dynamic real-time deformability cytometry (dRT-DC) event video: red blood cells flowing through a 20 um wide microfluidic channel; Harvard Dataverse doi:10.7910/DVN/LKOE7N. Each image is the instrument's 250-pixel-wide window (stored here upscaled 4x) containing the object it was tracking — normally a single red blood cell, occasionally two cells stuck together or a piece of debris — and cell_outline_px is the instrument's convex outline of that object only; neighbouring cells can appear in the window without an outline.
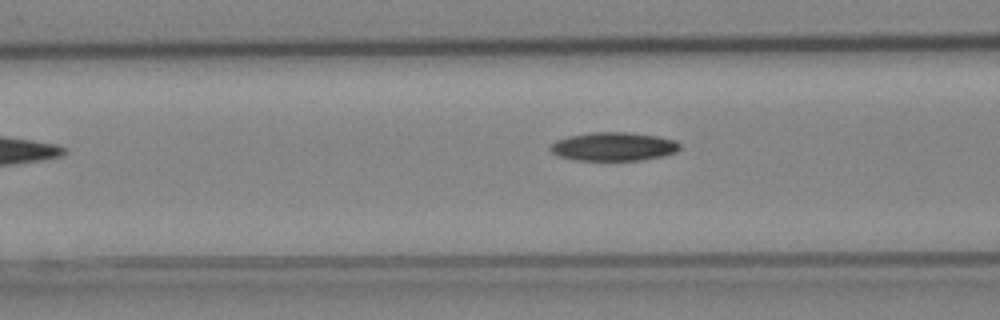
{"species": "Egyptian fruit bat (a non-hibernating species)", "species_latin": "Rousettus aegyptiacus", "temperature_condition": "cold", "stored_images_in_passage": 5, "segment_of_instrument_passage": [1, 2], "camera_frame_rate_fps": 3000, "um_per_image_px": 0.085, "animal": {"sex": "female"}, "frame": {"image": 1, "passage_image": 4, "time_ms": 1.0, "image_size_px": [1000, 320], "cell_outline_px": [[680, 148], [676, 152], [664, 156], [644, 160], [572, 160], [560, 156], [552, 152], [548, 148], [556, 140], [568, 136], [588, 132], [628, 132], [656, 136], [676, 140], [680, 144]], "centroid_in_image_um": [52.16, 12.45], "position_along_channel_um": 114.4, "area_um2": 21.73}}